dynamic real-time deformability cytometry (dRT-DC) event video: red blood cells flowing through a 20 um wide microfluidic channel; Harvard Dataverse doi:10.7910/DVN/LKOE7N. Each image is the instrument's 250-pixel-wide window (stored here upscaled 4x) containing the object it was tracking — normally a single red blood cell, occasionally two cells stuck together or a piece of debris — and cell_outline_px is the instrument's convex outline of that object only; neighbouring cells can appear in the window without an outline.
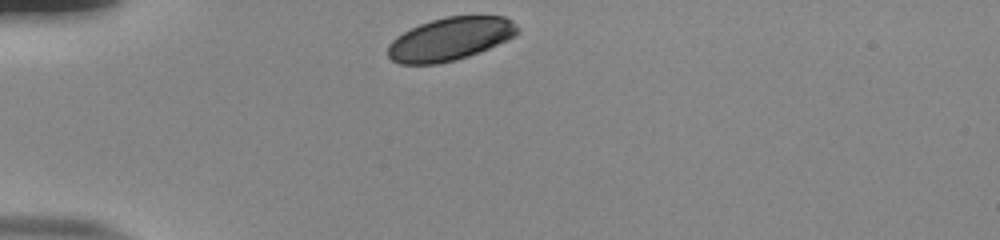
{"species": "human", "species_latin": "Homo sapiens", "temperature_condition": "room temperature", "stored_images_in_passage": 32, "camera_frame_rate_fps": 3000, "um_per_image_px": 0.085, "donor": {"sex": "male"}, "frame": {"image": 1, "passage_image": 1, "time_ms": 0.0, "image_size_px": [1000, 240], "cell_outline_px": [[520, 32], [516, 36], [480, 52], [456, 60], [436, 64], [400, 64], [392, 60], [388, 56], [388, 44], [396, 36], [420, 24], [432, 20], [448, 16], [504, 16], [512, 20], [520, 28]], "centroid_in_image_um": [38.29, 3.31], "position_along_channel_um": 46.7, "area_um2": 32.6}}
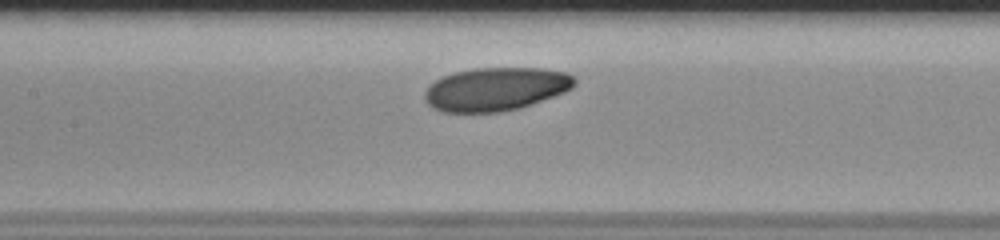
{"frame": {"image": 2, "passage_image": 13, "time_ms": 4.0, "image_size_px": [1000, 240], "cell_outline_px": [[576, 84], [572, 88], [564, 92], [520, 108], [500, 112], [444, 112], [432, 108], [428, 104], [424, 96], [424, 92], [436, 80], [444, 76], [456, 72], [476, 68], [540, 68], [568, 72], [576, 80]], "centroid_in_image_um": [42.16, 7.57], "position_along_channel_um": 165.2, "area_um2": 37.69}}
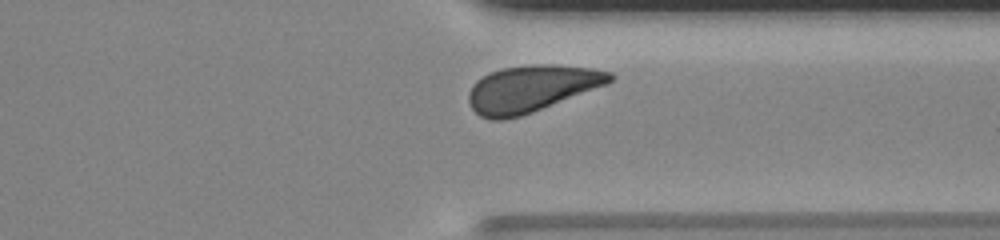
{"frame": {"image": 3, "passage_image": 29, "time_ms": 9.333, "image_size_px": [1000, 240], "cell_outline_px": [[616, 76], [608, 84], [532, 112], [520, 116], [504, 120], [492, 120], [480, 116], [472, 108], [468, 100], [468, 92], [472, 84], [476, 80], [488, 72], [500, 68], [532, 64], [552, 64], [592, 68], [612, 72]], "centroid_in_image_um": [45.16, 7.52], "position_along_channel_um": 366.2, "area_um2": 38.67}, "authors_computed_cell_mechanics": {"area_um2": 37.7145, "velocity_mm_per_s": 3.7553, "shape_relaxation_time_tau1_ms": 2.8929, "shape_relaxation_time_tau2_ms": 7.8375, "deformation_change_tau1": 0.0643, "deformation_change_tau2": 0.1502}}